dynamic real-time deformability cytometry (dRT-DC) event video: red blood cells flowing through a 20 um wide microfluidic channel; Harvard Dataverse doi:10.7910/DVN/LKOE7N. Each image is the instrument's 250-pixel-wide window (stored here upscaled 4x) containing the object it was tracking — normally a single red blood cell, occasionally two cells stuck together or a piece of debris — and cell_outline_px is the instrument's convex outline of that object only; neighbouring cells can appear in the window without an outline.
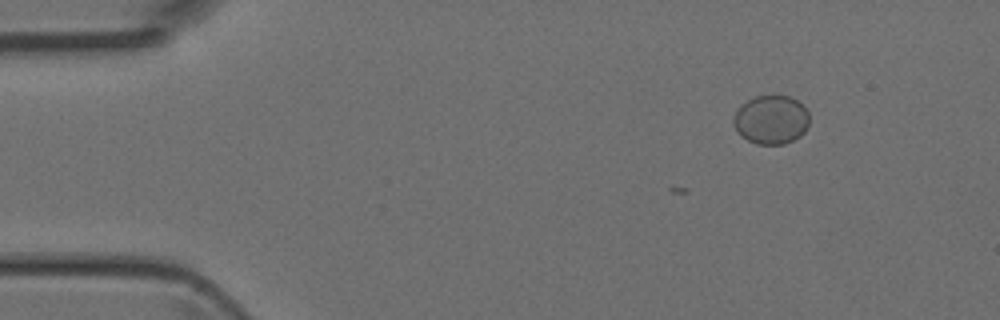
{"species": "Egyptian fruit bat (a non-hibernating species)", "species_latin": "Rousettus aegyptiacus", "temperature_condition": "room temperature", "stored_images_in_passage": 10, "camera_frame_rate_fps": 3000, "um_per_image_px": 0.085, "animal": {"sex": "female"}, "frame": {"image": 1, "passage_image": 1, "time_ms": 0.0, "image_size_px": [1000, 320], "cell_outline_px": [[808, 124], [804, 132], [800, 136], [784, 144], [756, 144], [740, 136], [736, 132], [732, 124], [732, 116], [740, 104], [756, 96], [772, 92], [788, 96], [796, 100], [808, 112]], "centroid_in_image_um": [65.48, 10.14], "position_along_channel_um": 19.5, "area_um2": 22.14}}
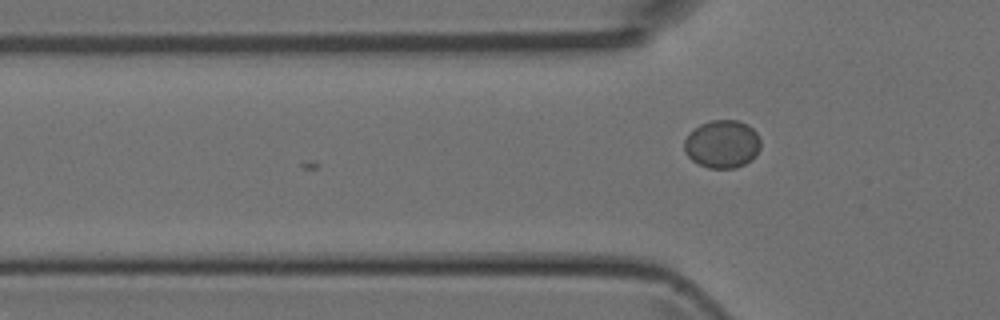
{"frame": {"image": 2, "passage_image": 10, "time_ms": 3.0, "image_size_px": [1000, 320], "cell_outline_px": [[760, 148], [756, 156], [752, 160], [736, 168], [708, 168], [692, 160], [684, 152], [684, 140], [700, 124], [712, 120], [736, 120], [748, 124], [756, 132], [760, 140]], "centroid_in_image_um": [61.41, 12.25], "position_along_channel_um": 64.4, "area_um2": 21.33}}